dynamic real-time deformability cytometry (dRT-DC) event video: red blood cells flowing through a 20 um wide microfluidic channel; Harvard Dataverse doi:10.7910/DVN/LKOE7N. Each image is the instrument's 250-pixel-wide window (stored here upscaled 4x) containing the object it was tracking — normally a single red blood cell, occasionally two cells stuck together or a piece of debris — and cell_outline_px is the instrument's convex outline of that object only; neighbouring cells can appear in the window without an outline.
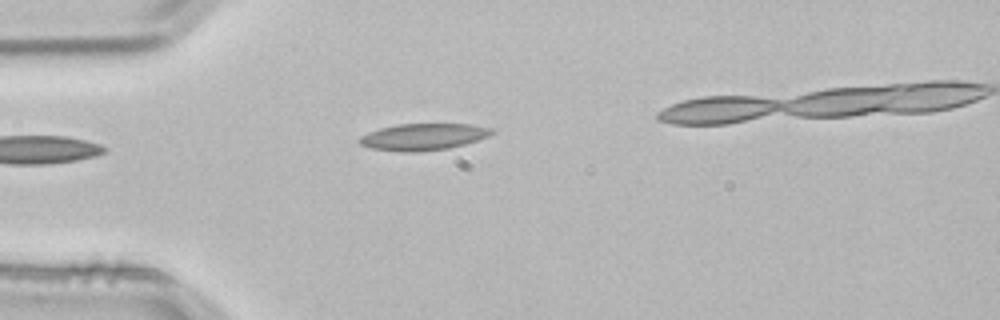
{"species": "common noctule bat (a hibernating species)", "species_latin": "Nyctalus noctula", "temperature_condition": "room temperature", "stored_images_in_passage": 3, "camera_frame_rate_fps": 3000, "um_per_image_px": 0.085, "animal": {"sex": "male", "body_mass_g": 21.5, "forearm_length_mm": 52.0}, "frame": {"image": 1, "passage_image": 3, "time_ms": 0.667, "image_size_px": [1000, 320], "cell_outline_px": [[496, 132], [488, 136], [464, 144], [448, 148], [416, 152], [400, 152], [372, 148], [360, 144], [356, 140], [360, 136], [368, 132], [380, 128], [396, 124], [472, 124], [492, 128]], "centroid_in_image_um": [35.96, 11.62], "position_along_channel_um": 49.0, "area_um2": 20.63}}